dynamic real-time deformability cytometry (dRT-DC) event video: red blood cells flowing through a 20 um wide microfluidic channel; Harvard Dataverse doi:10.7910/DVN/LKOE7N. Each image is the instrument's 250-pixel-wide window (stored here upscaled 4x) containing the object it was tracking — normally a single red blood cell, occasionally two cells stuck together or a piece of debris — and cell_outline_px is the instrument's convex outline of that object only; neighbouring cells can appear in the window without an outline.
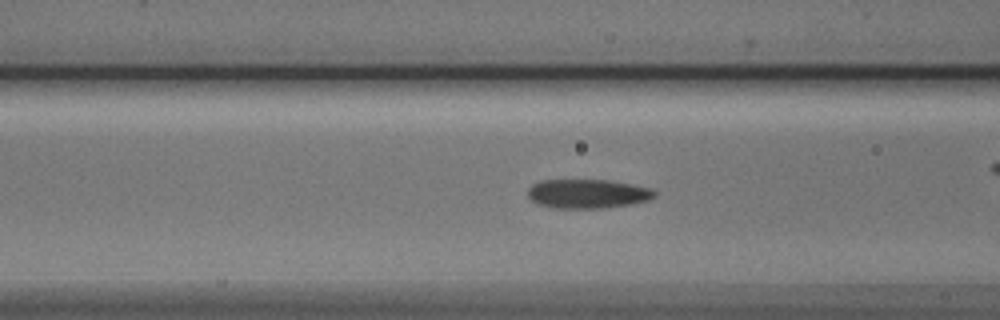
{"species": "Egyptian fruit bat (a non-hibernating species)", "species_latin": "Rousettus aegyptiacus", "temperature_condition": "cold", "stored_images_in_passage": 53, "camera_frame_rate_fps": 3000, "um_per_image_px": 0.085, "animal": {"sex": "male"}, "frame": {"image": 1, "passage_image": 21, "time_ms": 6.667, "image_size_px": [1000, 320], "cell_outline_px": [[656, 196], [648, 200], [632, 204], [604, 208], [552, 208], [536, 204], [528, 196], [528, 188], [532, 184], [540, 180], [608, 180], [652, 188], [656, 192]], "centroid_in_image_um": [49.93, 16.47], "position_along_channel_um": 116.7, "area_um2": 21.68}}
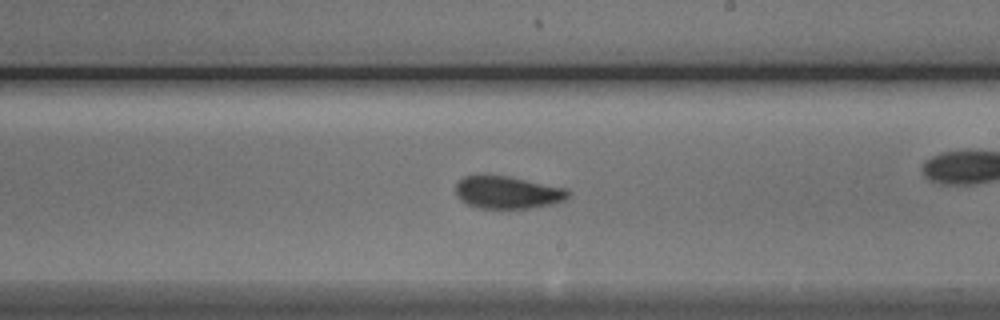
{"frame": {"image": 2, "passage_image": 31, "time_ms": 10.0, "image_size_px": [1000, 320], "cell_outline_px": [[572, 192], [564, 200], [556, 204], [532, 208], [480, 208], [468, 204], [460, 200], [456, 196], [456, 184], [464, 176], [508, 176], [568, 188]], "centroid_in_image_um": [43.2, 16.37], "position_along_channel_um": 245.8, "area_um2": 21.39}}
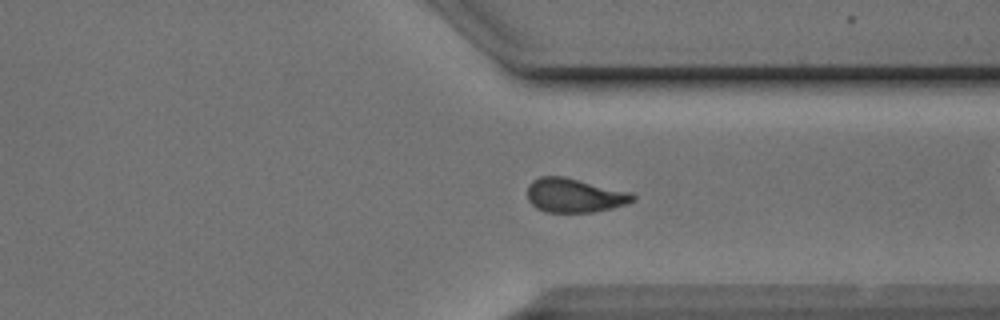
{"frame": {"image": 3, "passage_image": 40, "time_ms": 13.0, "image_size_px": [1000, 320], "cell_outline_px": [[636, 200], [612, 208], [592, 212], [544, 212], [536, 208], [528, 200], [528, 184], [532, 180], [540, 176], [564, 176], [632, 192], [636, 196]], "centroid_in_image_um": [48.83, 16.6], "position_along_channel_um": 362.6, "area_um2": 21.1}, "authors_computed_cell_mechanics": {"area_um2": 21.2704, "velocity_mm_per_s": 3.8826, "shape_relaxation_time_tau1_ms": 3.979, "shape_relaxation_time_tau2_ms": 2.0619, "deformation_change_tau1": 0.1134, "deformation_change_tau2": 0.0798}}